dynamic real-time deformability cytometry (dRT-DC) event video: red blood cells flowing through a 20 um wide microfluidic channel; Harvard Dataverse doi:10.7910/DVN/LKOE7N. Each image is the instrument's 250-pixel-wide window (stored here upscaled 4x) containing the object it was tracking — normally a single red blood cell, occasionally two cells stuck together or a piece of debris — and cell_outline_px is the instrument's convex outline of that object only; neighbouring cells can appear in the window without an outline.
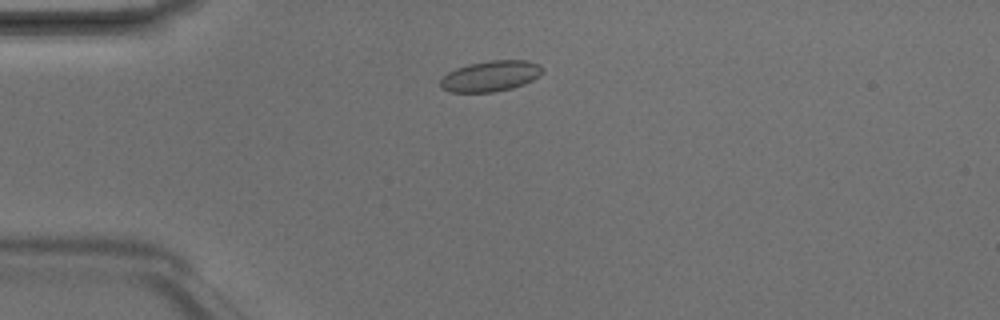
{"species": "Egyptian fruit bat (a non-hibernating species)", "species_latin": "Rousettus aegyptiacus", "temperature_condition": "room temperature", "stored_images_in_passage": 4, "camera_frame_rate_fps": 3000, "um_per_image_px": 0.085, "animal": {"sex": "male"}, "frame": {"image": 1, "passage_image": 2, "time_ms": 0.333, "image_size_px": [1000, 320], "cell_outline_px": [[544, 72], [540, 76], [524, 84], [512, 88], [492, 92], [448, 92], [440, 88], [440, 80], [448, 72], [456, 68], [468, 64], [488, 60], [528, 60], [540, 64], [544, 68]], "centroid_in_image_um": [41.72, 6.46], "position_along_channel_um": 43.3, "area_um2": 18.55}}
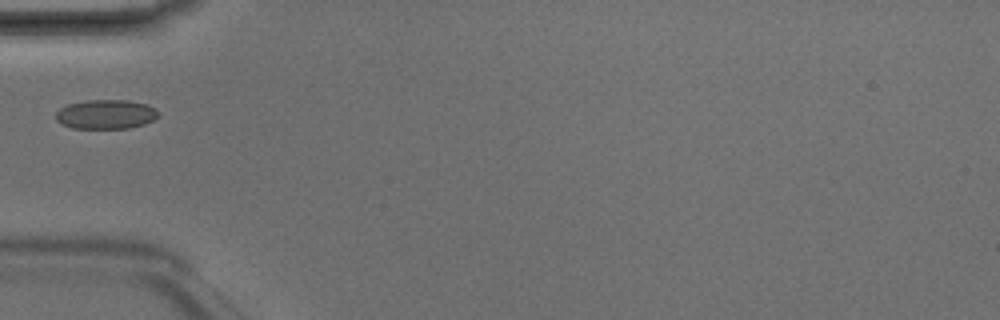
{"frame": {"image": 2, "passage_image": 3, "time_ms": 0.667, "image_size_px": [1000, 320], "cell_outline_px": [[160, 116], [144, 124], [128, 128], [72, 128], [60, 124], [56, 120], [56, 112], [60, 108], [68, 104], [88, 100], [124, 100], [148, 104], [156, 108], [160, 112]], "centroid_in_image_um": [9.02, 9.71], "position_along_channel_um": 76.0, "area_um2": 17.63}}